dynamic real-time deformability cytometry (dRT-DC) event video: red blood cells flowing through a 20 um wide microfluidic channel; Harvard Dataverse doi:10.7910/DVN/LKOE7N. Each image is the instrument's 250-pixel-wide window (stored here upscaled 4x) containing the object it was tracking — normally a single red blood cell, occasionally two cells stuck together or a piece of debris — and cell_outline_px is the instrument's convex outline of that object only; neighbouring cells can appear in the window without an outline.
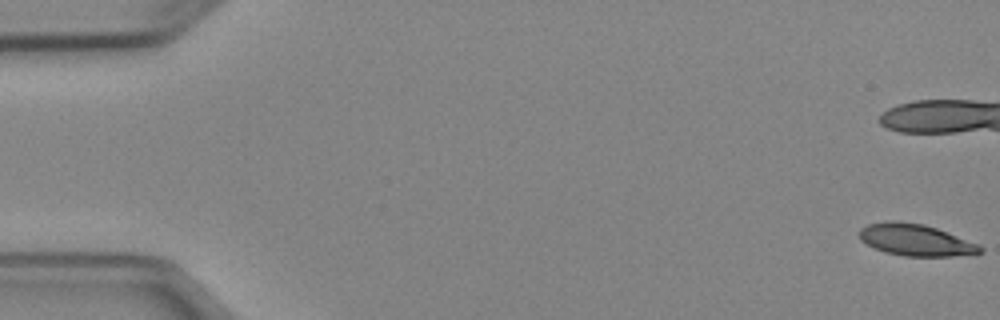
{"species": "Egyptian fruit bat (a non-hibernating species)", "species_latin": "Rousettus aegyptiacus", "temperature_condition": "cold", "stored_images_in_passage": 24, "camera_frame_rate_fps": 3000, "um_per_image_px": 0.085, "animal": {"sex": "female"}, "frame": {"image": 1, "passage_image": 1, "time_ms": 0.0, "image_size_px": [1000, 320], "cell_outline_px": [[984, 252], [952, 256], [904, 256], [884, 252], [860, 240], [860, 228], [868, 224], [888, 220], [896, 220], [924, 224], [936, 228], [980, 244], [984, 248]], "centroid_in_image_um": [77.84, 20.39], "position_along_channel_um": 7.2, "area_um2": 22.37}}